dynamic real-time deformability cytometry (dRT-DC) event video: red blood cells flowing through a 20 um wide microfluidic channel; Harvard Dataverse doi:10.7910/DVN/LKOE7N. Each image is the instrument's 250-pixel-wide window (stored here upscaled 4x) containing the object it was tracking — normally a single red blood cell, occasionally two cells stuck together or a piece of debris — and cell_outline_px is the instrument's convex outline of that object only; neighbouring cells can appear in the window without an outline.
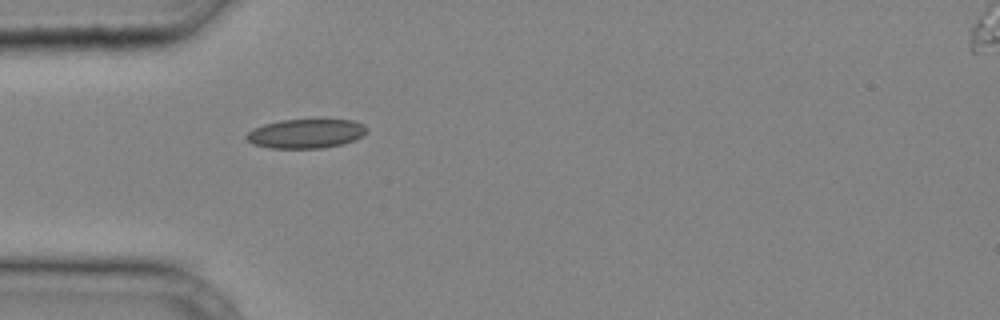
{"species": "common noctule bat (a hibernating species)", "species_latin": "Nyctalus noctula", "temperature_condition": "cold", "stored_images_in_passage": 25, "camera_frame_rate_fps": 3000, "um_per_image_px": 0.085, "animal": {"sex": "male", "body_mass_g": 20.4}, "frame": {"image": 1, "passage_image": 1, "time_ms": 0.0, "image_size_px": [1000, 320], "cell_outline_px": [[368, 132], [356, 140], [340, 144], [320, 148], [268, 148], [252, 144], [244, 136], [248, 132], [264, 124], [280, 120], [352, 120], [364, 124], [368, 128]], "centroid_in_image_um": [26.02, 11.36], "position_along_channel_um": 59.0, "area_um2": 20.46}}
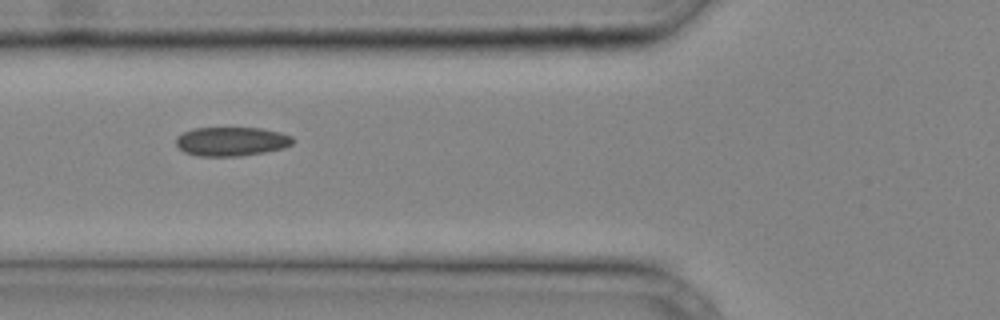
{"frame": {"image": 2, "passage_image": 4, "time_ms": 1.0, "image_size_px": [1000, 320], "cell_outline_px": [[292, 144], [284, 148], [264, 152], [240, 156], [200, 156], [184, 152], [176, 144], [176, 136], [184, 132], [196, 128], [260, 128], [280, 132], [292, 136]], "centroid_in_image_um": [19.67, 12.02], "position_along_channel_um": 106.1, "area_um2": 19.65}}